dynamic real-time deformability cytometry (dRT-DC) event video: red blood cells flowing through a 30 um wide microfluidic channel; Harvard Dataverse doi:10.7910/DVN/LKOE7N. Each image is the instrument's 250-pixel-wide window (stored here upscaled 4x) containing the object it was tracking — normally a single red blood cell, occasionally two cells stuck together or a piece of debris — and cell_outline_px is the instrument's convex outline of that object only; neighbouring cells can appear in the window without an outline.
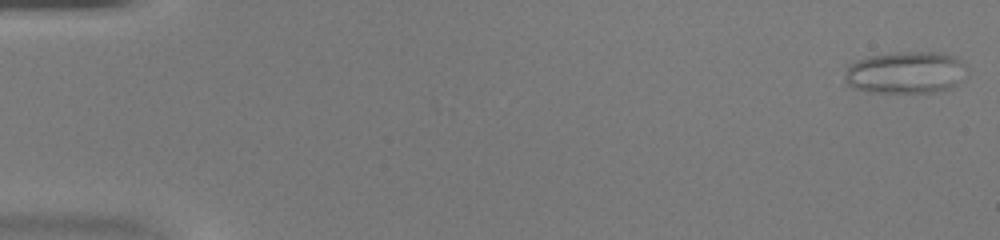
{"species": "common noctule bat (a hibernating species)", "species_latin": "Nyctalus noctula", "temperature_condition": "warm", "stored_images_in_passage": 49, "camera_frame_rate_fps": 3000, "um_per_image_px": 0.085, "animal": {"sex": "female", "body_mass_g": 20.0, "forearm_length_mm": 54.0}, "frame": {"image": 1, "passage_image": 1, "time_ms": 0.0, "image_size_px": [1000, 240], "cell_outline_px": [[968, 76], [952, 88], [932, 92], [868, 92], [852, 88], [844, 80], [844, 76], [848, 64], [856, 60], [868, 56], [896, 52], [932, 52], [952, 56], [960, 60], [964, 64]], "centroid_in_image_um": [76.96, 6.17], "position_along_channel_um": 8.0, "area_um2": 30.23}}
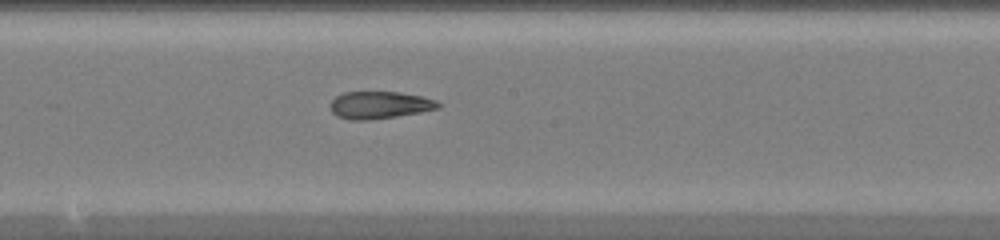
{"frame": {"image": 2, "passage_image": 27, "time_ms": 8.667, "image_size_px": [1000, 240], "cell_outline_px": [[440, 108], [420, 112], [396, 116], [368, 120], [352, 120], [336, 116], [332, 112], [328, 104], [336, 96], [344, 92], [400, 92], [420, 96], [436, 100], [440, 104]], "centroid_in_image_um": [32.23, 8.93], "position_along_channel_um": 216.0, "area_um2": 17.17}}
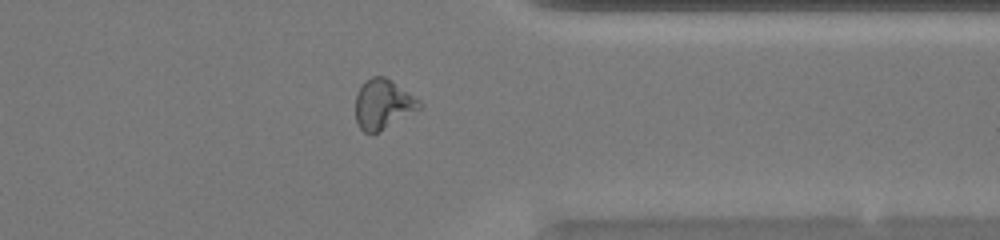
{"frame": {"image": 3, "passage_image": 39, "time_ms": 12.667, "image_size_px": [1000, 240], "cell_outline_px": [[424, 104], [420, 108], [372, 136], [364, 132], [360, 128], [356, 120], [356, 96], [360, 88], [372, 76], [384, 76], [392, 80], [420, 100]], "centroid_in_image_um": [32.56, 8.88], "position_along_channel_um": 378.8, "area_um2": 18.44}, "authors_computed_cell_mechanics": {"area_um2": 19.0162, "velocity_mm_per_s": 4.2154, "shape_relaxation_time_tau1_ms": null, "shape_relaxation_time_tau2_ms": 3.8223, "deformation_change_tau1": null, "deformation_change_tau2": 0.1464}}